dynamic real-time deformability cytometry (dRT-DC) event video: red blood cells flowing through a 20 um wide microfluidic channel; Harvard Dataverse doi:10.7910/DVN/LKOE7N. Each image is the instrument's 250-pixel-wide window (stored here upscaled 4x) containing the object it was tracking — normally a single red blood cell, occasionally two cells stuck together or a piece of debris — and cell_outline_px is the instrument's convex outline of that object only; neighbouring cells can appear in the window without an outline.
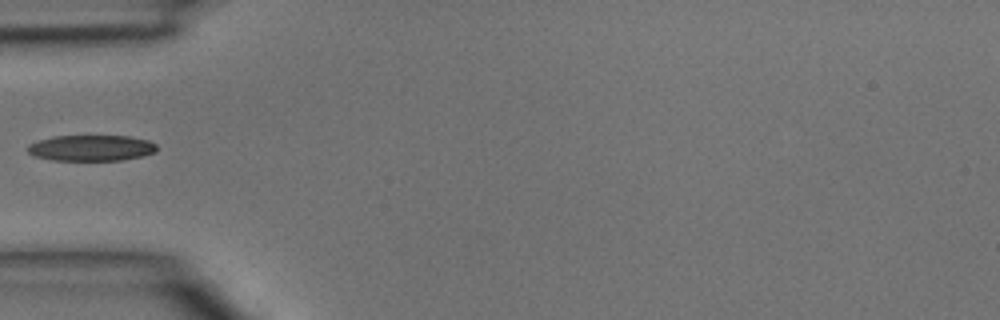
{"species": "common noctule bat (a hibernating species)", "species_latin": "Nyctalus noctula", "temperature_condition": "room temperature", "stored_images_in_passage": 3, "camera_frame_rate_fps": 3000, "um_per_image_px": 0.085, "animal": {"sex": "male", "body_mass_g": 15.6}, "frame": {"image": 1, "passage_image": 3, "time_ms": 0.667, "image_size_px": [1000, 320], "cell_outline_px": [[156, 152], [144, 156], [120, 160], [52, 160], [36, 156], [28, 152], [28, 144], [52, 136], [128, 136], [148, 140], [156, 144]], "centroid_in_image_um": [7.78, 12.57], "position_along_channel_um": 77.2, "area_um2": 19.42}}